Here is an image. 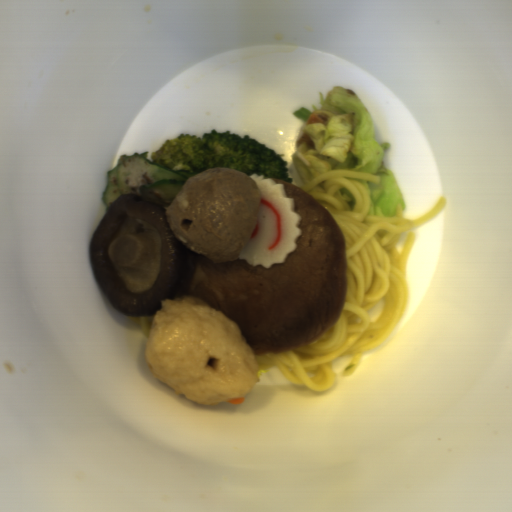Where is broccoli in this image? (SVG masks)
<instances>
[{"mask_svg":"<svg viewBox=\"0 0 512 512\" xmlns=\"http://www.w3.org/2000/svg\"><path fill=\"white\" fill-rule=\"evenodd\" d=\"M150 161L172 170H186L194 176L202 171L227 167L247 176L263 175L291 184L288 161L283 155L252 139L226 131L218 133L212 129L202 137L180 134L165 142L151 153Z\"/></svg>","mask_w":512,"mask_h":512,"instance_id":"broccoli-1","label":"broccoli"}]
</instances>
